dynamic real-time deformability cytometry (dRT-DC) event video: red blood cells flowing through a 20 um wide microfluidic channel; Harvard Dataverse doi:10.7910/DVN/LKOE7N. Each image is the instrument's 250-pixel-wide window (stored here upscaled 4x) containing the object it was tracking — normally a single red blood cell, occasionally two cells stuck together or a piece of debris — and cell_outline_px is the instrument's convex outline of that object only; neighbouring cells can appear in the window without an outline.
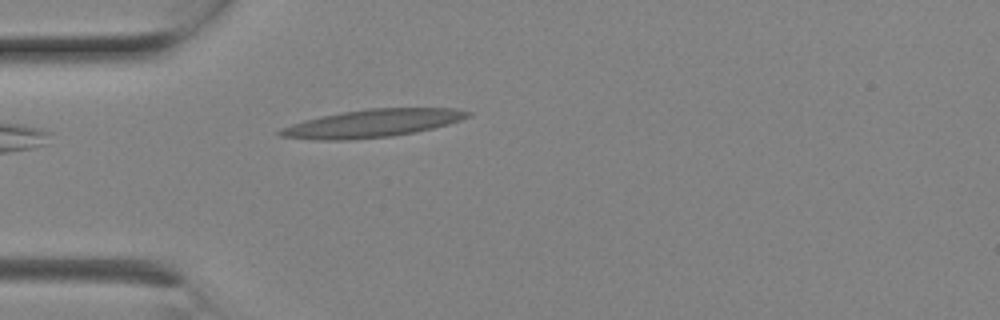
{"species": "Egyptian fruit bat (a non-hibernating species)", "species_latin": "Rousettus aegyptiacus", "temperature_condition": "room temperature", "stored_images_in_passage": 6, "camera_frame_rate_fps": 3000, "um_per_image_px": 0.085, "animal": {"sex": "female"}, "frame": {"image": 1, "passage_image": 6, "time_ms": 1.667, "image_size_px": [1000, 320], "cell_outline_px": [[472, 116], [448, 124], [416, 132], [392, 136], [352, 140], [312, 140], [280, 136], [276, 132], [280, 128], [304, 120], [320, 116], [368, 108], [456, 108], [472, 112]], "centroid_in_image_um": [31.65, 10.49], "position_along_channel_um": 53.4, "area_um2": 30.63}}